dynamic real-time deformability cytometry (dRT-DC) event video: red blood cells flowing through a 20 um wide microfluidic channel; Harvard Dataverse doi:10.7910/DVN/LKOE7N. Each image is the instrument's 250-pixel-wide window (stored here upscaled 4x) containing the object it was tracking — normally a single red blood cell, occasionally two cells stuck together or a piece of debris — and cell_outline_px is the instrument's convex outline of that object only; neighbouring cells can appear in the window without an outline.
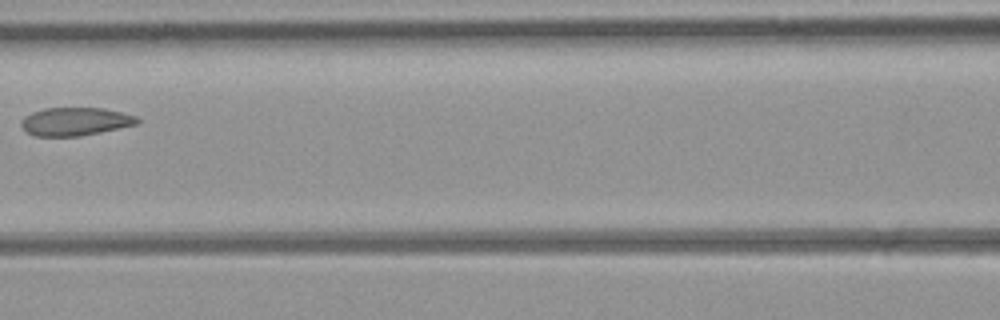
{"species": "common noctule bat (a hibernating species)", "species_latin": "Nyctalus noctula", "temperature_condition": "room temperature", "stored_images_in_passage": 4, "camera_frame_rate_fps": 3000, "um_per_image_px": 0.085, "animal": {"sex": "female", "body_mass_g": 21.9}, "frame": {"image": 1, "passage_image": 3, "time_ms": 2.333, "image_size_px": [1000, 320], "cell_outline_px": [[140, 120], [136, 124], [100, 132], [80, 136], [36, 136], [28, 132], [20, 124], [24, 116], [32, 112], [44, 108], [104, 108], [136, 116]], "centroid_in_image_um": [6.38, 10.32], "position_along_channel_um": 160.2, "area_um2": 18.84}}
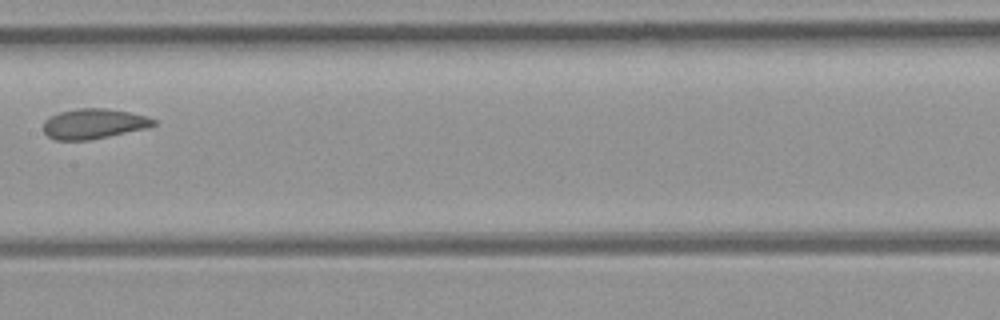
{"frame": {"image": 2, "passage_image": 4, "time_ms": 3.333, "image_size_px": [1000, 320], "cell_outline_px": [[156, 124], [148, 128], [88, 140], [56, 140], [48, 136], [44, 132], [44, 120], [60, 112], [80, 108], [104, 108], [128, 112], [148, 116], [156, 120]], "centroid_in_image_um": [7.99, 10.52], "position_along_channel_um": 199.4, "area_um2": 19.19}}